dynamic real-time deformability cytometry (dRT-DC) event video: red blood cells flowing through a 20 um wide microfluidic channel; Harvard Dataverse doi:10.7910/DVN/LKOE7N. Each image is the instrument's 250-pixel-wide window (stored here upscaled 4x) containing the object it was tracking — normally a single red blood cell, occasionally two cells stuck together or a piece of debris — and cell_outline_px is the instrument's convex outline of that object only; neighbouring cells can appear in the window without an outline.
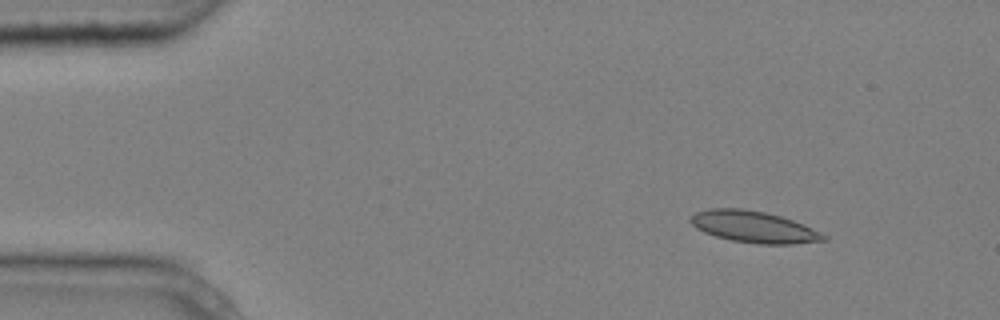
{"species": "common noctule bat (a hibernating species)", "species_latin": "Nyctalus noctula", "temperature_condition": "cold", "stored_images_in_passage": 7, "camera_frame_rate_fps": 3000, "um_per_image_px": 0.085, "animal": {"sex": "male", "body_mass_g": 20.4}, "frame": {"image": 1, "passage_image": 2, "time_ms": 0.333, "image_size_px": [1000, 320], "cell_outline_px": [[828, 240], [792, 244], [760, 244], [732, 240], [716, 236], [704, 232], [696, 228], [688, 220], [696, 212], [712, 208], [740, 208], [764, 212], [780, 216], [792, 220], [812, 228], [828, 236]], "centroid_in_image_um": [64.08, 19.29], "position_along_channel_um": 20.9, "area_um2": 24.28}}
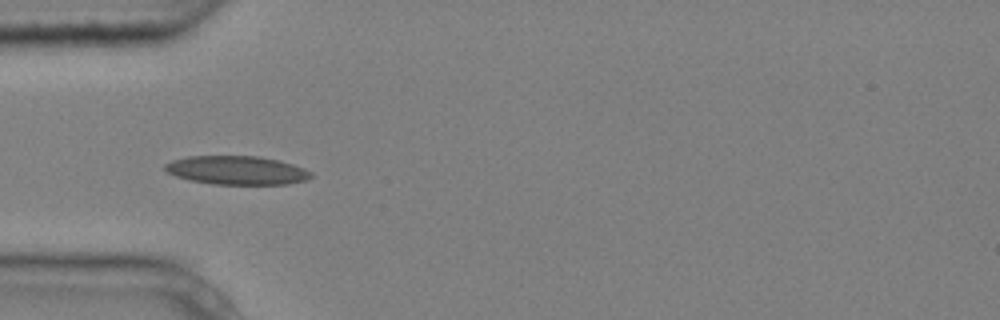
{"frame": {"image": 2, "passage_image": 5, "time_ms": 1.333, "image_size_px": [1000, 320], "cell_outline_px": [[312, 176], [304, 180], [288, 184], [212, 184], [188, 180], [176, 176], [168, 172], [164, 168], [164, 164], [172, 160], [188, 156], [260, 156], [280, 160], [304, 168], [312, 172]], "centroid_in_image_um": [20.11, 14.47], "position_along_channel_um": 64.9, "area_um2": 24.45}}
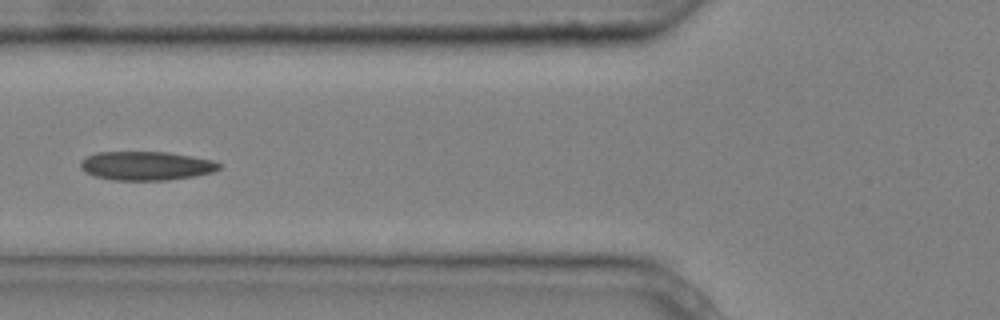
{"frame": {"image": 3, "passage_image": 6, "time_ms": 1.667, "image_size_px": [1000, 320], "cell_outline_px": [[224, 164], [220, 168], [212, 172], [196, 176], [168, 180], [116, 180], [96, 176], [84, 172], [80, 168], [80, 160], [96, 152], [168, 152], [192, 156], [212, 160]], "centroid_in_image_um": [12.44, 14.09], "position_along_channel_um": 113.4, "area_um2": 23.41}}